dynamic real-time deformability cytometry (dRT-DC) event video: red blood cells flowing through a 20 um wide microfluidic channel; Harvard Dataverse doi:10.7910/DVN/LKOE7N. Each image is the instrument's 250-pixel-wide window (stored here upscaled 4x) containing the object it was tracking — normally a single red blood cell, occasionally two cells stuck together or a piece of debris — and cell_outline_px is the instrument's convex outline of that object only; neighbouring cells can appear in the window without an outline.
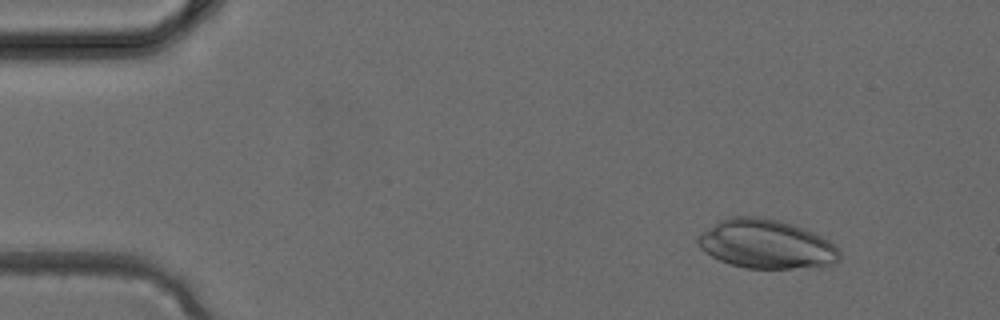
{"species": "common noctule bat (a hibernating species)", "species_latin": "Nyctalus noctula", "temperature_condition": "cold", "stored_images_in_passage": 2, "camera_frame_rate_fps": 3000, "um_per_image_px": 0.085, "animal": {"sex": "female", "body_mass_g": 24.6, "forearm_length_mm": 56.2}, "frame": {"image": 1, "passage_image": 1, "time_ms": 0.0, "image_size_px": [1000, 320], "cell_outline_px": [[840, 260], [836, 264], [820, 268], [744, 268], [720, 260], [704, 252], [700, 248], [696, 240], [704, 232], [720, 220], [732, 216], [764, 216], [780, 220], [804, 228], [828, 240], [840, 252]], "centroid_in_image_um": [65.18, 20.76], "position_along_channel_um": 19.8, "area_um2": 40.58}}